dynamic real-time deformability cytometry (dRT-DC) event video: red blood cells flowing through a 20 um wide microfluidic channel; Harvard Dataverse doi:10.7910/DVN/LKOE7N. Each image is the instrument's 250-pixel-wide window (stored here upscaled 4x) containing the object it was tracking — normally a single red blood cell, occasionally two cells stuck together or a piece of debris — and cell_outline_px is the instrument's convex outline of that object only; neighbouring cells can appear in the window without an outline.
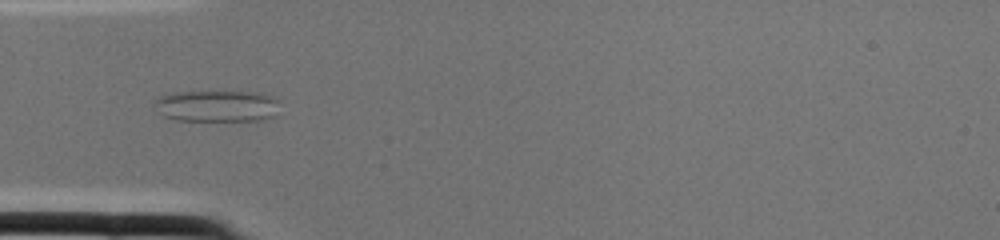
{"species": "common noctule bat (a hibernating species)", "species_latin": "Nyctalus noctula", "temperature_condition": "cold", "stored_images_in_passage": 2, "camera_frame_rate_fps": 3000, "um_per_image_px": 0.085, "animal": {"sex": "female", "body_mass_g": 22.0, "forearm_length_mm": 56.7}, "frame": {"image": 1, "passage_image": 2, "time_ms": 0.333, "image_size_px": [1000, 240], "cell_outline_px": [[280, 100], [276, 116], [260, 120], [176, 120], [164, 116], [152, 104], [160, 96], [176, 92], [252, 92], [272, 96]], "centroid_in_image_um": [18.47, 9.01], "position_along_channel_um": 66.5, "area_um2": 22.95}}